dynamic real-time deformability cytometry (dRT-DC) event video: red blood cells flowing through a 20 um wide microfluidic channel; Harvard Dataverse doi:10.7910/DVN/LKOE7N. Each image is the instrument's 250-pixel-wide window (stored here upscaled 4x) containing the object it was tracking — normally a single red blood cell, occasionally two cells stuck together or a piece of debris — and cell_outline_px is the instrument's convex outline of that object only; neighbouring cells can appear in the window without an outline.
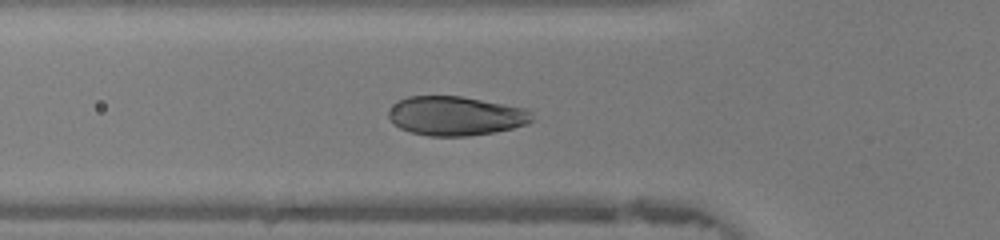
{"species": "human", "species_latin": "Homo sapiens", "temperature_condition": "warm", "stored_images_in_passage": 47, "camera_frame_rate_fps": 3000, "um_per_image_px": 0.085, "donor": {"sex": "female"}, "frame": {"image": 1, "passage_image": 16, "time_ms": 5.0, "image_size_px": [1000, 240], "cell_outline_px": [[532, 120], [528, 124], [496, 132], [468, 136], [428, 136], [412, 132], [400, 128], [388, 116], [388, 112], [392, 104], [396, 100], [408, 96], [460, 96], [528, 108], [532, 112]], "centroid_in_image_um": [38.75, 9.84], "position_along_channel_um": 87.1, "area_um2": 32.95}}
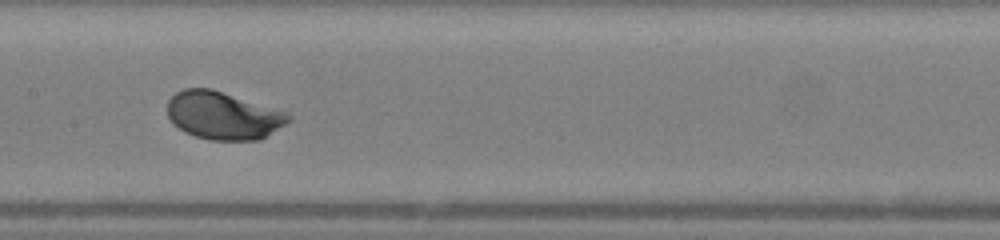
{"frame": {"image": 2, "passage_image": 23, "time_ms": 7.333, "image_size_px": [1000, 240], "cell_outline_px": [[292, 120], [260, 140], [208, 140], [184, 132], [168, 116], [168, 100], [176, 92], [184, 88], [212, 88], [288, 112], [292, 116]], "centroid_in_image_um": [19.0, 9.81], "position_along_channel_um": 188.4, "area_um2": 33.81}}
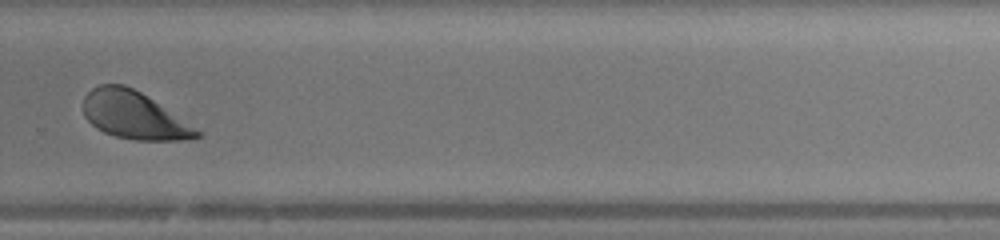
{"frame": {"image": 3, "passage_image": 32, "time_ms": 10.333, "image_size_px": [1000, 240], "cell_outline_px": [[204, 132], [200, 136], [192, 140], [136, 140], [116, 136], [104, 132], [96, 128], [84, 116], [84, 96], [92, 88], [100, 84], [124, 84], [140, 92]], "centroid_in_image_um": [11.41, 9.81], "position_along_channel_um": 318.4, "area_um2": 31.33}, "authors_computed_cell_mechanics": {"area_um2": 33.813, "velocity_mm_per_s": 4.3429, "shape_relaxation_time_tau1_ms": 1.3848, "shape_relaxation_time_tau2_ms": null, "deformation_change_tau1": 0.1312, "deformation_change_tau2": null}}